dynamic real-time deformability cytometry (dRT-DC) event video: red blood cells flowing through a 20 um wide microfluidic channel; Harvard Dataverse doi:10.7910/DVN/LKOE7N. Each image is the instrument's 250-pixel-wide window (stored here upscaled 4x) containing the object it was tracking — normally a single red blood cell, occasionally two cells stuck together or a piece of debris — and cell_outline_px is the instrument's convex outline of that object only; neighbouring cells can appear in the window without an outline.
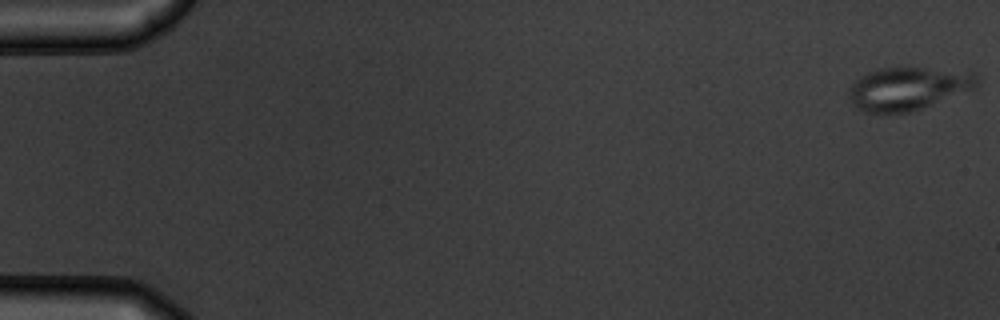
{"species": "common noctule bat (a hibernating species)", "species_latin": "Nyctalus noctula", "temperature_condition": "warm", "stored_images_in_passage": 54, "camera_frame_rate_fps": 3000, "um_per_image_px": 0.085, "animal": {"sex": "male", "body_mass_g": 19.5, "forearm_length_mm": 54.6}, "frame": {"image": 1, "passage_image": 1, "time_ms": 0.0, "image_size_px": [1000, 320], "cell_outline_px": [[980, 84], [976, 88], [920, 108], [908, 112], [864, 112], [856, 108], [852, 104], [848, 96], [848, 92], [852, 84], [860, 76], [876, 68], [924, 68], [976, 72], [980, 80]], "centroid_in_image_um": [77.19, 7.51], "position_along_channel_um": 7.8, "area_um2": 32.02}}
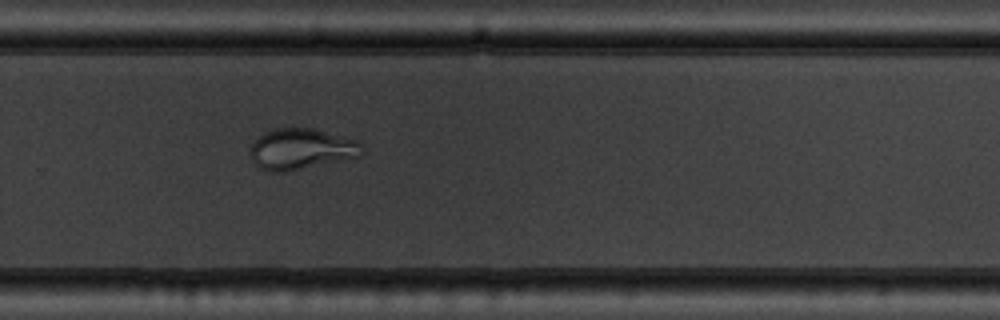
{"frame": {"image": 2, "passage_image": 37, "time_ms": 12.0, "image_size_px": [1000, 320], "cell_outline_px": [[364, 148], [360, 156], [284, 172], [268, 172], [260, 168], [252, 160], [252, 144], [264, 132], [276, 128], [312, 128], [344, 136], [356, 140], [364, 144]], "centroid_in_image_um": [25.63, 12.66], "position_along_channel_um": 304.2, "area_um2": 26.41}}
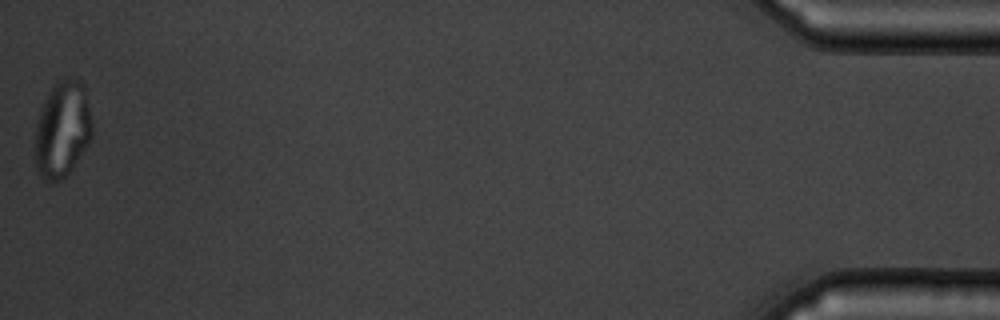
{"frame": {"image": 3, "passage_image": 54, "time_ms": 17.667, "image_size_px": [1000, 320], "cell_outline_px": [[92, 136], [88, 144], [68, 172], [60, 180], [44, 180], [40, 176], [36, 164], [36, 124], [40, 112], [48, 92], [64, 76], [80, 80], [84, 84], [92, 120]], "centroid_in_image_um": [5.32, 10.94], "position_along_channel_um": 429.9, "area_um2": 31.62}, "authors_computed_cell_mechanics": {"area_um2": 29.6225, "velocity_mm_per_s": 3.7899, "shape_relaxation_time_tau1_ms": 9.6927, "shape_relaxation_time_tau2_ms": 1.0465, "deformation_change_tau1": 0.2038, "deformation_change_tau2": 0.0631}}